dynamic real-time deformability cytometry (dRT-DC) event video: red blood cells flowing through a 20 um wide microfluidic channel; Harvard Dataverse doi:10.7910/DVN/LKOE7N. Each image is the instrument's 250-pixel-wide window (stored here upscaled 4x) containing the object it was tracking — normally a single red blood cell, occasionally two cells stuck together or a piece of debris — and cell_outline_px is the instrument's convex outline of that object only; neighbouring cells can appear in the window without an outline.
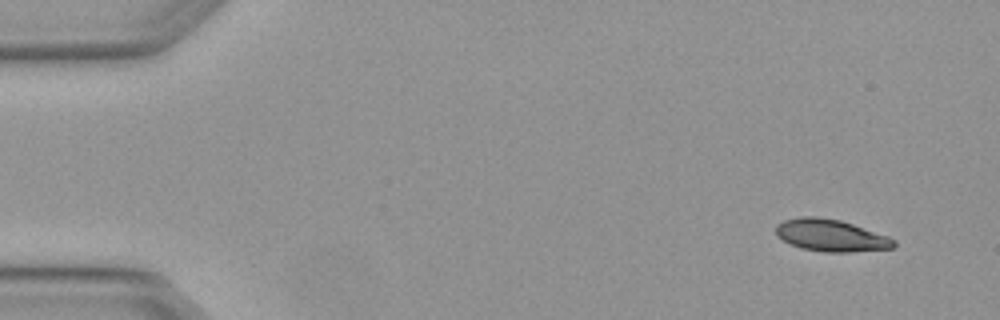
{"species": "Egyptian fruit bat (a non-hibernating species)", "species_latin": "Rousettus aegyptiacus", "temperature_condition": "warm", "stored_images_in_passage": 4, "camera_frame_rate_fps": 3000, "um_per_image_px": 0.085, "animal": {"sex": "female"}, "frame": {"image": 1, "passage_image": 1, "time_ms": 0.0, "image_size_px": [1000, 320], "cell_outline_px": [[896, 244], [892, 248], [852, 252], [824, 252], [800, 248], [776, 236], [776, 224], [784, 220], [800, 216], [816, 216], [840, 220], [888, 236], [896, 240]], "centroid_in_image_um": [70.61, 20.01], "position_along_channel_um": 14.4, "area_um2": 22.02}}
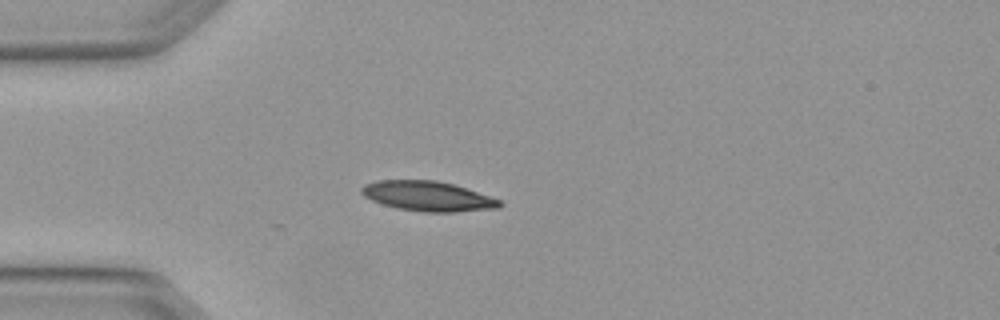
{"frame": {"image": 2, "passage_image": 4, "time_ms": 1.0, "image_size_px": [1000, 320], "cell_outline_px": [[504, 204], [500, 208], [456, 212], [424, 212], [396, 208], [372, 200], [364, 196], [360, 192], [360, 188], [364, 184], [380, 180], [436, 180], [452, 184], [500, 200]], "centroid_in_image_um": [36.35, 16.68], "position_along_channel_um": 48.6, "area_um2": 23.93}}